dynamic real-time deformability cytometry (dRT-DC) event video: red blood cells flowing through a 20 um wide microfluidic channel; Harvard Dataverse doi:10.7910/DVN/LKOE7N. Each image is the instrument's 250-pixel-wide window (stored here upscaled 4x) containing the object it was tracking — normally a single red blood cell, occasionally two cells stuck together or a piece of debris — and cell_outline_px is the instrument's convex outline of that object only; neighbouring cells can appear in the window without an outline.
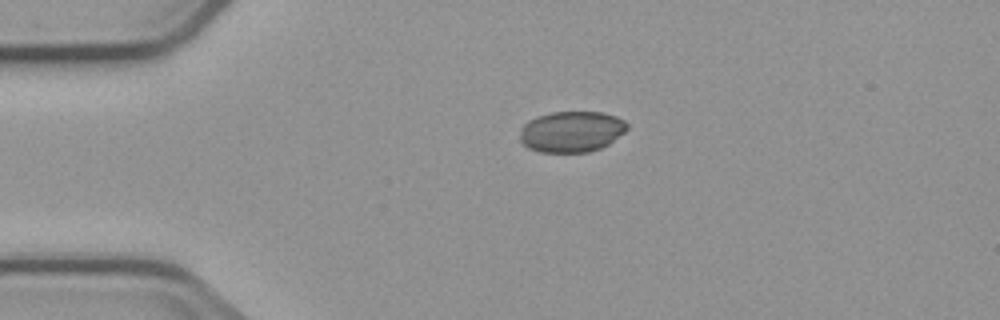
{"species": "common noctule bat (a hibernating species)", "species_latin": "Nyctalus noctula", "temperature_condition": "cold", "stored_images_in_passage": 2, "camera_frame_rate_fps": 3000, "um_per_image_px": 0.085, "animal": {"sex": "male", "body_mass_g": 23.1, "forearm_length_mm": 52.7}, "frame": {"image": 1, "passage_image": 1, "time_ms": 0.0, "image_size_px": [1000, 320], "cell_outline_px": [[628, 128], [624, 132], [608, 144], [600, 148], [588, 152], [540, 152], [528, 148], [520, 140], [520, 128], [528, 120], [536, 116], [552, 112], [604, 112], [616, 116], [624, 120], [628, 124]], "centroid_in_image_um": [48.57, 11.18], "position_along_channel_um": 36.4, "area_um2": 25.72}}